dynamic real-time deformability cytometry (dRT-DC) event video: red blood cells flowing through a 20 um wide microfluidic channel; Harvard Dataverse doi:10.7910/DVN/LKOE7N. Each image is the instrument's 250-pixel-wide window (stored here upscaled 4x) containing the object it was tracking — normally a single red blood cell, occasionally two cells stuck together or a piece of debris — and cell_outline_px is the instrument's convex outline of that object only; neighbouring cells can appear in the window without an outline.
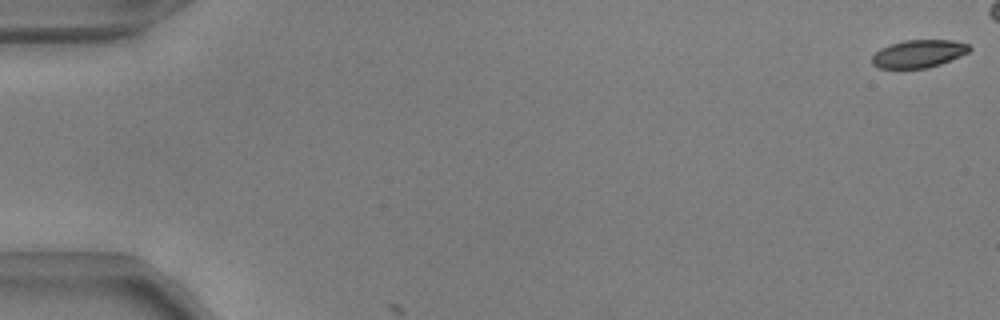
{"species": "common noctule bat (a hibernating species)", "species_latin": "Nyctalus noctula", "temperature_condition": "warm", "stored_images_in_passage": 3, "camera_frame_rate_fps": 3000, "um_per_image_px": 0.085, "animal": {"sex": "male", "body_mass_g": 17.9, "forearm_length_mm": 54.2}, "frame": {"image": 1, "passage_image": 1, "time_ms": 0.0, "image_size_px": [1000, 320], "cell_outline_px": [[972, 48], [968, 52], [960, 56], [940, 64], [928, 68], [876, 68], [872, 64], [872, 56], [880, 48], [904, 40], [952, 40], [968, 44]], "centroid_in_image_um": [78.07, 4.57], "position_along_channel_um": 6.9, "area_um2": 15.72}}